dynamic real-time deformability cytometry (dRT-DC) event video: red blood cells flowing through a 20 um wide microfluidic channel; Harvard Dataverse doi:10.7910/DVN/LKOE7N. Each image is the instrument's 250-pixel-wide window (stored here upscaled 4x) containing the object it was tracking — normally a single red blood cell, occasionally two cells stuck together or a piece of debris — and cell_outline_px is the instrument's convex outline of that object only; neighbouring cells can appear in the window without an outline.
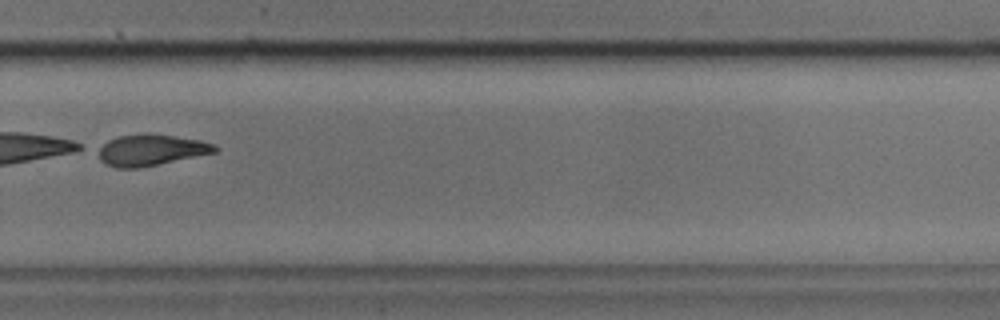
{"species": "common noctule bat (a hibernating species)", "species_latin": "Nyctalus noctula", "temperature_condition": "cold", "stored_images_in_passage": 40, "camera_frame_rate_fps": 3000, "um_per_image_px": 0.085, "animal": {"sex": "male", "body_mass_g": 17.9, "forearm_length_mm": 54.2}, "frame": {"image": 1, "passage_image": 27, "time_ms": 8.667, "image_size_px": [1000, 320], "cell_outline_px": [[220, 148], [216, 152], [136, 168], [116, 168], [104, 164], [100, 160], [96, 148], [108, 140], [120, 136], [172, 136], [200, 140], [212, 144]], "centroid_in_image_um": [12.77, 12.79], "position_along_channel_um": 317.0, "area_um2": 20.4}}